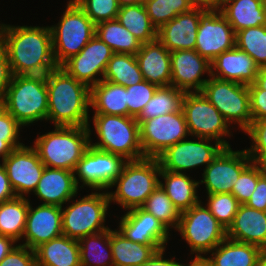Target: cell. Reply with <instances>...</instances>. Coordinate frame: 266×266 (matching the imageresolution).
<instances>
[{"label": "cell", "mask_w": 266, "mask_h": 266, "mask_svg": "<svg viewBox=\"0 0 266 266\" xmlns=\"http://www.w3.org/2000/svg\"><path fill=\"white\" fill-rule=\"evenodd\" d=\"M0 43L7 52L13 75H47L58 67L53 56L49 26L2 23Z\"/></svg>", "instance_id": "obj_1"}, {"label": "cell", "mask_w": 266, "mask_h": 266, "mask_svg": "<svg viewBox=\"0 0 266 266\" xmlns=\"http://www.w3.org/2000/svg\"><path fill=\"white\" fill-rule=\"evenodd\" d=\"M47 121L55 126L81 127L89 124L90 88L58 66L46 75Z\"/></svg>", "instance_id": "obj_2"}, {"label": "cell", "mask_w": 266, "mask_h": 266, "mask_svg": "<svg viewBox=\"0 0 266 266\" xmlns=\"http://www.w3.org/2000/svg\"><path fill=\"white\" fill-rule=\"evenodd\" d=\"M90 127V122L88 126L81 127L55 126L54 131L38 136L32 147L45 167L74 172L90 146Z\"/></svg>", "instance_id": "obj_3"}, {"label": "cell", "mask_w": 266, "mask_h": 266, "mask_svg": "<svg viewBox=\"0 0 266 266\" xmlns=\"http://www.w3.org/2000/svg\"><path fill=\"white\" fill-rule=\"evenodd\" d=\"M160 170L157 158L144 157L127 161L111 185L110 189L115 186L116 190L107 192L110 203L115 202L125 211L142 207L160 184Z\"/></svg>", "instance_id": "obj_4"}, {"label": "cell", "mask_w": 266, "mask_h": 266, "mask_svg": "<svg viewBox=\"0 0 266 266\" xmlns=\"http://www.w3.org/2000/svg\"><path fill=\"white\" fill-rule=\"evenodd\" d=\"M0 104L24 127L47 121L46 75H13Z\"/></svg>", "instance_id": "obj_5"}, {"label": "cell", "mask_w": 266, "mask_h": 266, "mask_svg": "<svg viewBox=\"0 0 266 266\" xmlns=\"http://www.w3.org/2000/svg\"><path fill=\"white\" fill-rule=\"evenodd\" d=\"M92 122L98 142L90 145L96 149L118 154L126 160L144 158L140 143L139 122L132 116L93 114Z\"/></svg>", "instance_id": "obj_6"}, {"label": "cell", "mask_w": 266, "mask_h": 266, "mask_svg": "<svg viewBox=\"0 0 266 266\" xmlns=\"http://www.w3.org/2000/svg\"><path fill=\"white\" fill-rule=\"evenodd\" d=\"M60 18L57 25L49 26L53 56L58 66L78 54L96 33V25L74 0L67 2Z\"/></svg>", "instance_id": "obj_7"}, {"label": "cell", "mask_w": 266, "mask_h": 266, "mask_svg": "<svg viewBox=\"0 0 266 266\" xmlns=\"http://www.w3.org/2000/svg\"><path fill=\"white\" fill-rule=\"evenodd\" d=\"M201 92L218 109L229 125L238 124V128L250 136L251 141L253 140L248 85L210 76Z\"/></svg>", "instance_id": "obj_8"}, {"label": "cell", "mask_w": 266, "mask_h": 266, "mask_svg": "<svg viewBox=\"0 0 266 266\" xmlns=\"http://www.w3.org/2000/svg\"><path fill=\"white\" fill-rule=\"evenodd\" d=\"M72 204L62 210L63 235L79 240L87 235L109 229L105 218L110 201L106 191H95L81 199L72 200Z\"/></svg>", "instance_id": "obj_9"}, {"label": "cell", "mask_w": 266, "mask_h": 266, "mask_svg": "<svg viewBox=\"0 0 266 266\" xmlns=\"http://www.w3.org/2000/svg\"><path fill=\"white\" fill-rule=\"evenodd\" d=\"M181 109L191 137L208 138L219 142L225 148L231 147L224 137L231 135V126L202 92L184 93Z\"/></svg>", "instance_id": "obj_10"}, {"label": "cell", "mask_w": 266, "mask_h": 266, "mask_svg": "<svg viewBox=\"0 0 266 266\" xmlns=\"http://www.w3.org/2000/svg\"><path fill=\"white\" fill-rule=\"evenodd\" d=\"M201 202L181 213L177 228L196 254L194 259H202L227 237V230Z\"/></svg>", "instance_id": "obj_11"}, {"label": "cell", "mask_w": 266, "mask_h": 266, "mask_svg": "<svg viewBox=\"0 0 266 266\" xmlns=\"http://www.w3.org/2000/svg\"><path fill=\"white\" fill-rule=\"evenodd\" d=\"M264 142L252 140L249 149L233 151L224 148L203 170L202 180L207 194L231 193L241 172L256 158L257 151Z\"/></svg>", "instance_id": "obj_12"}, {"label": "cell", "mask_w": 266, "mask_h": 266, "mask_svg": "<svg viewBox=\"0 0 266 266\" xmlns=\"http://www.w3.org/2000/svg\"><path fill=\"white\" fill-rule=\"evenodd\" d=\"M139 132L143 154L150 158H157L168 147L190 136L181 108L176 112L141 120Z\"/></svg>", "instance_id": "obj_13"}, {"label": "cell", "mask_w": 266, "mask_h": 266, "mask_svg": "<svg viewBox=\"0 0 266 266\" xmlns=\"http://www.w3.org/2000/svg\"><path fill=\"white\" fill-rule=\"evenodd\" d=\"M127 161L121 155L102 151L90 145L74 170L76 184L79 188V183L83 182L81 189L85 186L94 191H108Z\"/></svg>", "instance_id": "obj_14"}, {"label": "cell", "mask_w": 266, "mask_h": 266, "mask_svg": "<svg viewBox=\"0 0 266 266\" xmlns=\"http://www.w3.org/2000/svg\"><path fill=\"white\" fill-rule=\"evenodd\" d=\"M197 139V140H196ZM186 138L168 147L157 159L161 170L185 174L187 170L204 165L205 168L225 148L212 139L196 137Z\"/></svg>", "instance_id": "obj_15"}, {"label": "cell", "mask_w": 266, "mask_h": 266, "mask_svg": "<svg viewBox=\"0 0 266 266\" xmlns=\"http://www.w3.org/2000/svg\"><path fill=\"white\" fill-rule=\"evenodd\" d=\"M113 54L112 49L95 35L78 54L70 57L60 67L91 88L103 80L107 63Z\"/></svg>", "instance_id": "obj_16"}, {"label": "cell", "mask_w": 266, "mask_h": 266, "mask_svg": "<svg viewBox=\"0 0 266 266\" xmlns=\"http://www.w3.org/2000/svg\"><path fill=\"white\" fill-rule=\"evenodd\" d=\"M10 185L16 197H25L34 192L45 165L32 146L14 149L3 161Z\"/></svg>", "instance_id": "obj_17"}, {"label": "cell", "mask_w": 266, "mask_h": 266, "mask_svg": "<svg viewBox=\"0 0 266 266\" xmlns=\"http://www.w3.org/2000/svg\"><path fill=\"white\" fill-rule=\"evenodd\" d=\"M236 46V33L219 10L206 11L200 18L195 50L210 62Z\"/></svg>", "instance_id": "obj_18"}, {"label": "cell", "mask_w": 266, "mask_h": 266, "mask_svg": "<svg viewBox=\"0 0 266 266\" xmlns=\"http://www.w3.org/2000/svg\"><path fill=\"white\" fill-rule=\"evenodd\" d=\"M170 86L186 92H201L209 79H201L203 74L211 76V62L196 50H176L170 52Z\"/></svg>", "instance_id": "obj_19"}, {"label": "cell", "mask_w": 266, "mask_h": 266, "mask_svg": "<svg viewBox=\"0 0 266 266\" xmlns=\"http://www.w3.org/2000/svg\"><path fill=\"white\" fill-rule=\"evenodd\" d=\"M63 235L60 206L40 204L33 208L29 200L23 246L35 250L41 244Z\"/></svg>", "instance_id": "obj_20"}, {"label": "cell", "mask_w": 266, "mask_h": 266, "mask_svg": "<svg viewBox=\"0 0 266 266\" xmlns=\"http://www.w3.org/2000/svg\"><path fill=\"white\" fill-rule=\"evenodd\" d=\"M120 218L118 231L126 239L144 245H163L166 248L170 232L142 207L128 210Z\"/></svg>", "instance_id": "obj_21"}, {"label": "cell", "mask_w": 266, "mask_h": 266, "mask_svg": "<svg viewBox=\"0 0 266 266\" xmlns=\"http://www.w3.org/2000/svg\"><path fill=\"white\" fill-rule=\"evenodd\" d=\"M206 11L192 8L181 13L157 30V39L170 51L195 50L197 30Z\"/></svg>", "instance_id": "obj_22"}, {"label": "cell", "mask_w": 266, "mask_h": 266, "mask_svg": "<svg viewBox=\"0 0 266 266\" xmlns=\"http://www.w3.org/2000/svg\"><path fill=\"white\" fill-rule=\"evenodd\" d=\"M259 66L237 46L219 54L211 61V76L245 85L255 83Z\"/></svg>", "instance_id": "obj_23"}, {"label": "cell", "mask_w": 266, "mask_h": 266, "mask_svg": "<svg viewBox=\"0 0 266 266\" xmlns=\"http://www.w3.org/2000/svg\"><path fill=\"white\" fill-rule=\"evenodd\" d=\"M78 190L74 172L45 167L33 193L42 201V204L62 207L77 196Z\"/></svg>", "instance_id": "obj_24"}, {"label": "cell", "mask_w": 266, "mask_h": 266, "mask_svg": "<svg viewBox=\"0 0 266 266\" xmlns=\"http://www.w3.org/2000/svg\"><path fill=\"white\" fill-rule=\"evenodd\" d=\"M136 60L144 80L158 87L170 86V51L158 39L142 43Z\"/></svg>", "instance_id": "obj_25"}, {"label": "cell", "mask_w": 266, "mask_h": 266, "mask_svg": "<svg viewBox=\"0 0 266 266\" xmlns=\"http://www.w3.org/2000/svg\"><path fill=\"white\" fill-rule=\"evenodd\" d=\"M227 238L266 247V212L240 204L233 223L227 229Z\"/></svg>", "instance_id": "obj_26"}, {"label": "cell", "mask_w": 266, "mask_h": 266, "mask_svg": "<svg viewBox=\"0 0 266 266\" xmlns=\"http://www.w3.org/2000/svg\"><path fill=\"white\" fill-rule=\"evenodd\" d=\"M261 248L254 244L225 238L202 259L208 266H259Z\"/></svg>", "instance_id": "obj_27"}, {"label": "cell", "mask_w": 266, "mask_h": 266, "mask_svg": "<svg viewBox=\"0 0 266 266\" xmlns=\"http://www.w3.org/2000/svg\"><path fill=\"white\" fill-rule=\"evenodd\" d=\"M218 10L235 33L246 28L266 25L263 0H221Z\"/></svg>", "instance_id": "obj_28"}, {"label": "cell", "mask_w": 266, "mask_h": 266, "mask_svg": "<svg viewBox=\"0 0 266 266\" xmlns=\"http://www.w3.org/2000/svg\"><path fill=\"white\" fill-rule=\"evenodd\" d=\"M36 266H81L76 239L61 235L35 249Z\"/></svg>", "instance_id": "obj_29"}, {"label": "cell", "mask_w": 266, "mask_h": 266, "mask_svg": "<svg viewBox=\"0 0 266 266\" xmlns=\"http://www.w3.org/2000/svg\"><path fill=\"white\" fill-rule=\"evenodd\" d=\"M127 90L106 80L90 88V107L94 114L128 116Z\"/></svg>", "instance_id": "obj_30"}, {"label": "cell", "mask_w": 266, "mask_h": 266, "mask_svg": "<svg viewBox=\"0 0 266 266\" xmlns=\"http://www.w3.org/2000/svg\"><path fill=\"white\" fill-rule=\"evenodd\" d=\"M161 187L180 213L189 210L201 200L197 194L199 181L191 179L186 173H174L160 170Z\"/></svg>", "instance_id": "obj_31"}, {"label": "cell", "mask_w": 266, "mask_h": 266, "mask_svg": "<svg viewBox=\"0 0 266 266\" xmlns=\"http://www.w3.org/2000/svg\"><path fill=\"white\" fill-rule=\"evenodd\" d=\"M110 247L114 266H140L149 260L163 245H144L126 239L119 231L110 228Z\"/></svg>", "instance_id": "obj_32"}, {"label": "cell", "mask_w": 266, "mask_h": 266, "mask_svg": "<svg viewBox=\"0 0 266 266\" xmlns=\"http://www.w3.org/2000/svg\"><path fill=\"white\" fill-rule=\"evenodd\" d=\"M81 266H114L110 228L78 240Z\"/></svg>", "instance_id": "obj_33"}, {"label": "cell", "mask_w": 266, "mask_h": 266, "mask_svg": "<svg viewBox=\"0 0 266 266\" xmlns=\"http://www.w3.org/2000/svg\"><path fill=\"white\" fill-rule=\"evenodd\" d=\"M29 199L15 197L0 203V235L22 240L25 230Z\"/></svg>", "instance_id": "obj_34"}, {"label": "cell", "mask_w": 266, "mask_h": 266, "mask_svg": "<svg viewBox=\"0 0 266 266\" xmlns=\"http://www.w3.org/2000/svg\"><path fill=\"white\" fill-rule=\"evenodd\" d=\"M95 35L105 42L114 53L136 55L142 46L141 41L122 26L117 19L96 24Z\"/></svg>", "instance_id": "obj_35"}, {"label": "cell", "mask_w": 266, "mask_h": 266, "mask_svg": "<svg viewBox=\"0 0 266 266\" xmlns=\"http://www.w3.org/2000/svg\"><path fill=\"white\" fill-rule=\"evenodd\" d=\"M116 19L141 43L157 39V29L152 24L143 4L121 6Z\"/></svg>", "instance_id": "obj_36"}, {"label": "cell", "mask_w": 266, "mask_h": 266, "mask_svg": "<svg viewBox=\"0 0 266 266\" xmlns=\"http://www.w3.org/2000/svg\"><path fill=\"white\" fill-rule=\"evenodd\" d=\"M103 80L124 87L142 82L144 78L139 69L136 55L114 53L107 63Z\"/></svg>", "instance_id": "obj_37"}, {"label": "cell", "mask_w": 266, "mask_h": 266, "mask_svg": "<svg viewBox=\"0 0 266 266\" xmlns=\"http://www.w3.org/2000/svg\"><path fill=\"white\" fill-rule=\"evenodd\" d=\"M183 95L182 90L173 86L158 87L136 120L140 122L143 119H152L159 115L178 111L181 108Z\"/></svg>", "instance_id": "obj_38"}, {"label": "cell", "mask_w": 266, "mask_h": 266, "mask_svg": "<svg viewBox=\"0 0 266 266\" xmlns=\"http://www.w3.org/2000/svg\"><path fill=\"white\" fill-rule=\"evenodd\" d=\"M142 208L154 215L163 226L177 230L181 213L167 196L165 190L159 186L148 196Z\"/></svg>", "instance_id": "obj_39"}, {"label": "cell", "mask_w": 266, "mask_h": 266, "mask_svg": "<svg viewBox=\"0 0 266 266\" xmlns=\"http://www.w3.org/2000/svg\"><path fill=\"white\" fill-rule=\"evenodd\" d=\"M236 46L249 54L259 68L266 67V25L238 31Z\"/></svg>", "instance_id": "obj_40"}, {"label": "cell", "mask_w": 266, "mask_h": 266, "mask_svg": "<svg viewBox=\"0 0 266 266\" xmlns=\"http://www.w3.org/2000/svg\"><path fill=\"white\" fill-rule=\"evenodd\" d=\"M143 5L157 30L177 15L192 9L188 0H144Z\"/></svg>", "instance_id": "obj_41"}, {"label": "cell", "mask_w": 266, "mask_h": 266, "mask_svg": "<svg viewBox=\"0 0 266 266\" xmlns=\"http://www.w3.org/2000/svg\"><path fill=\"white\" fill-rule=\"evenodd\" d=\"M207 199L206 208L227 230L238 211L239 201L232 193L207 194Z\"/></svg>", "instance_id": "obj_42"}, {"label": "cell", "mask_w": 266, "mask_h": 266, "mask_svg": "<svg viewBox=\"0 0 266 266\" xmlns=\"http://www.w3.org/2000/svg\"><path fill=\"white\" fill-rule=\"evenodd\" d=\"M261 174V148L256 153V158L241 172L238 180L233 185L231 193L240 204H246L254 192Z\"/></svg>", "instance_id": "obj_43"}, {"label": "cell", "mask_w": 266, "mask_h": 266, "mask_svg": "<svg viewBox=\"0 0 266 266\" xmlns=\"http://www.w3.org/2000/svg\"><path fill=\"white\" fill-rule=\"evenodd\" d=\"M250 112L253 120V140L266 143V90L254 83L248 85Z\"/></svg>", "instance_id": "obj_44"}, {"label": "cell", "mask_w": 266, "mask_h": 266, "mask_svg": "<svg viewBox=\"0 0 266 266\" xmlns=\"http://www.w3.org/2000/svg\"><path fill=\"white\" fill-rule=\"evenodd\" d=\"M96 25L116 19L120 6L117 0H74Z\"/></svg>", "instance_id": "obj_45"}, {"label": "cell", "mask_w": 266, "mask_h": 266, "mask_svg": "<svg viewBox=\"0 0 266 266\" xmlns=\"http://www.w3.org/2000/svg\"><path fill=\"white\" fill-rule=\"evenodd\" d=\"M157 88V85L149 83L146 80L134 84L133 86L126 87L128 116L137 118L148 101L153 97Z\"/></svg>", "instance_id": "obj_46"}, {"label": "cell", "mask_w": 266, "mask_h": 266, "mask_svg": "<svg viewBox=\"0 0 266 266\" xmlns=\"http://www.w3.org/2000/svg\"><path fill=\"white\" fill-rule=\"evenodd\" d=\"M22 125L0 104V138L13 149L24 144L19 141Z\"/></svg>", "instance_id": "obj_47"}, {"label": "cell", "mask_w": 266, "mask_h": 266, "mask_svg": "<svg viewBox=\"0 0 266 266\" xmlns=\"http://www.w3.org/2000/svg\"><path fill=\"white\" fill-rule=\"evenodd\" d=\"M0 266H36L35 250L19 244L0 262Z\"/></svg>", "instance_id": "obj_48"}, {"label": "cell", "mask_w": 266, "mask_h": 266, "mask_svg": "<svg viewBox=\"0 0 266 266\" xmlns=\"http://www.w3.org/2000/svg\"><path fill=\"white\" fill-rule=\"evenodd\" d=\"M9 59L4 46L0 43V102L3 100L7 87L12 79Z\"/></svg>", "instance_id": "obj_49"}, {"label": "cell", "mask_w": 266, "mask_h": 266, "mask_svg": "<svg viewBox=\"0 0 266 266\" xmlns=\"http://www.w3.org/2000/svg\"><path fill=\"white\" fill-rule=\"evenodd\" d=\"M248 207L266 212V179L261 176L250 199L246 202Z\"/></svg>", "instance_id": "obj_50"}, {"label": "cell", "mask_w": 266, "mask_h": 266, "mask_svg": "<svg viewBox=\"0 0 266 266\" xmlns=\"http://www.w3.org/2000/svg\"><path fill=\"white\" fill-rule=\"evenodd\" d=\"M16 195L10 185L9 178L3 164H0V203L15 198Z\"/></svg>", "instance_id": "obj_51"}, {"label": "cell", "mask_w": 266, "mask_h": 266, "mask_svg": "<svg viewBox=\"0 0 266 266\" xmlns=\"http://www.w3.org/2000/svg\"><path fill=\"white\" fill-rule=\"evenodd\" d=\"M165 250L166 248L158 250L149 260L140 266H183L184 263H178L174 258L164 259L163 255Z\"/></svg>", "instance_id": "obj_52"}, {"label": "cell", "mask_w": 266, "mask_h": 266, "mask_svg": "<svg viewBox=\"0 0 266 266\" xmlns=\"http://www.w3.org/2000/svg\"><path fill=\"white\" fill-rule=\"evenodd\" d=\"M221 0H188L192 8L203 9L205 11H215L219 9Z\"/></svg>", "instance_id": "obj_53"}, {"label": "cell", "mask_w": 266, "mask_h": 266, "mask_svg": "<svg viewBox=\"0 0 266 266\" xmlns=\"http://www.w3.org/2000/svg\"><path fill=\"white\" fill-rule=\"evenodd\" d=\"M16 243L13 238L0 235V262L18 245Z\"/></svg>", "instance_id": "obj_54"}, {"label": "cell", "mask_w": 266, "mask_h": 266, "mask_svg": "<svg viewBox=\"0 0 266 266\" xmlns=\"http://www.w3.org/2000/svg\"><path fill=\"white\" fill-rule=\"evenodd\" d=\"M259 89L266 90V67L259 68L256 80L254 83Z\"/></svg>", "instance_id": "obj_55"}, {"label": "cell", "mask_w": 266, "mask_h": 266, "mask_svg": "<svg viewBox=\"0 0 266 266\" xmlns=\"http://www.w3.org/2000/svg\"><path fill=\"white\" fill-rule=\"evenodd\" d=\"M14 149L3 140V138H0V157L3 161Z\"/></svg>", "instance_id": "obj_56"}, {"label": "cell", "mask_w": 266, "mask_h": 266, "mask_svg": "<svg viewBox=\"0 0 266 266\" xmlns=\"http://www.w3.org/2000/svg\"><path fill=\"white\" fill-rule=\"evenodd\" d=\"M261 174L266 179V143L261 147Z\"/></svg>", "instance_id": "obj_57"}, {"label": "cell", "mask_w": 266, "mask_h": 266, "mask_svg": "<svg viewBox=\"0 0 266 266\" xmlns=\"http://www.w3.org/2000/svg\"><path fill=\"white\" fill-rule=\"evenodd\" d=\"M119 6L143 4L144 0H117Z\"/></svg>", "instance_id": "obj_58"}, {"label": "cell", "mask_w": 266, "mask_h": 266, "mask_svg": "<svg viewBox=\"0 0 266 266\" xmlns=\"http://www.w3.org/2000/svg\"><path fill=\"white\" fill-rule=\"evenodd\" d=\"M183 266H208L203 259H193L189 264H183Z\"/></svg>", "instance_id": "obj_59"}, {"label": "cell", "mask_w": 266, "mask_h": 266, "mask_svg": "<svg viewBox=\"0 0 266 266\" xmlns=\"http://www.w3.org/2000/svg\"><path fill=\"white\" fill-rule=\"evenodd\" d=\"M259 266H266V247L261 248L259 256Z\"/></svg>", "instance_id": "obj_60"}, {"label": "cell", "mask_w": 266, "mask_h": 266, "mask_svg": "<svg viewBox=\"0 0 266 266\" xmlns=\"http://www.w3.org/2000/svg\"><path fill=\"white\" fill-rule=\"evenodd\" d=\"M263 5H264V8L266 10V0H263Z\"/></svg>", "instance_id": "obj_61"}]
</instances>
